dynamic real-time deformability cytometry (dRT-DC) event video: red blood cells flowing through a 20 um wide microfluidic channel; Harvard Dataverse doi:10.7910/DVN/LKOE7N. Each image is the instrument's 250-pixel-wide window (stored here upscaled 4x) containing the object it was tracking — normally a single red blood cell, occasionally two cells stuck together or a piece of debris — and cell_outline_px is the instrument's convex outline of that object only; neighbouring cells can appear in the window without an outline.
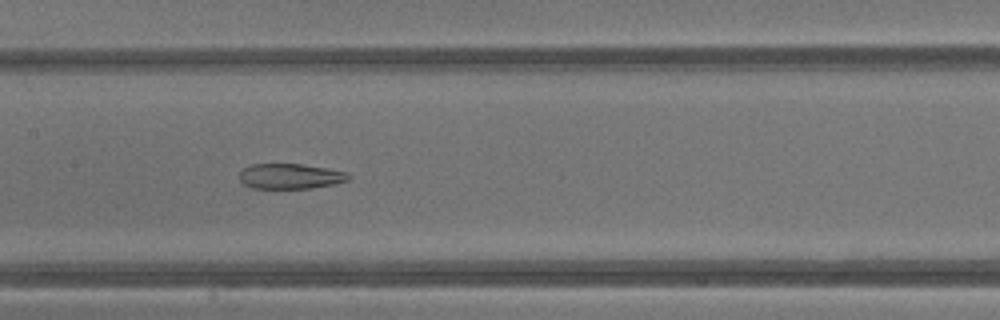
{"species": "common noctule bat (a hibernating species)", "species_latin": "Nyctalus noctula", "temperature_condition": "warm", "stored_images_in_passage": 42, "segment_of_instrument_passage": [2, 2], "camera_frame_rate_fps": 3000, "um_per_image_px": 0.085, "animal": {"sex": "male", "body_mass_g": 13.3}, "frame": {"image": 1, "passage_image": 21, "time_ms": 6.667, "image_size_px": [1000, 320], "cell_outline_px": [[352, 176], [348, 180], [336, 184], [312, 188], [252, 188], [244, 184], [240, 180], [240, 172], [244, 168], [252, 164], [300, 164], [348, 172]], "centroid_in_image_um": [24.7, 14.98], "position_along_channel_um": 182.7, "area_um2": 16.01}}
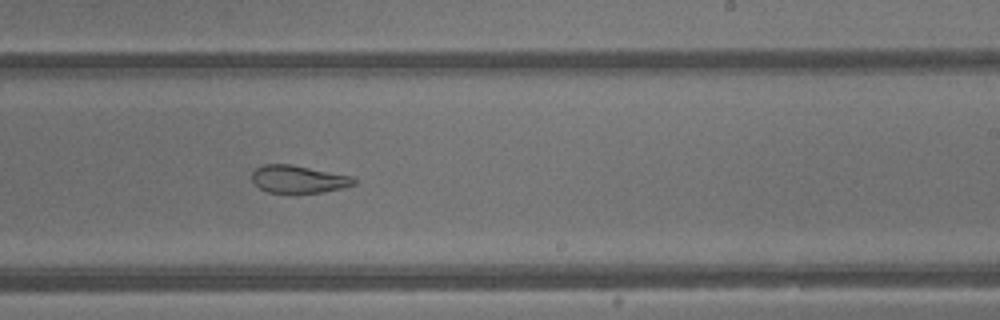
{"frame": {"image": 2, "passage_image": 26, "time_ms": 8.333, "image_size_px": [1000, 320], "cell_outline_px": [[356, 184], [340, 188], [320, 192], [296, 196], [292, 196], [268, 192], [260, 188], [252, 180], [252, 172], [256, 168], [264, 164], [292, 164], [352, 176], [356, 180]], "centroid_in_image_um": [25.34, 15.27], "position_along_channel_um": 263.7, "area_um2": 16.99}}
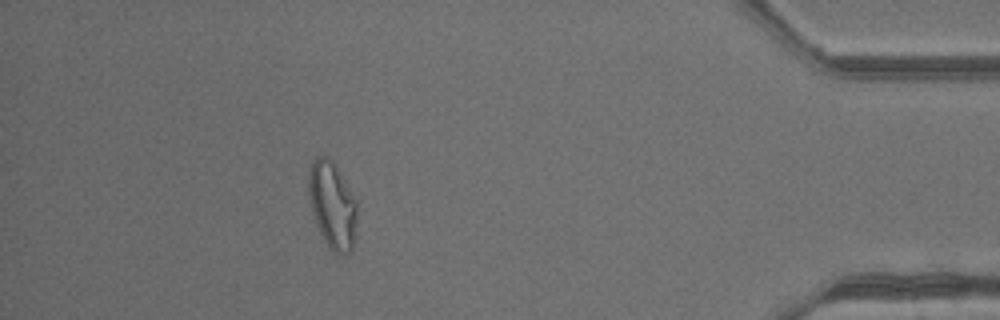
{"frame": {"image": 3, "passage_image": 38, "time_ms": 12.333, "image_size_px": [1000, 320], "cell_outline_px": [[356, 232], [352, 248], [344, 256], [328, 248], [316, 224], [312, 212], [308, 196], [308, 176], [312, 160], [316, 156], [328, 156], [336, 164], [356, 200]], "centroid_in_image_um": [28.24, 17.41], "position_along_channel_um": 407.0, "area_um2": 24.8}}